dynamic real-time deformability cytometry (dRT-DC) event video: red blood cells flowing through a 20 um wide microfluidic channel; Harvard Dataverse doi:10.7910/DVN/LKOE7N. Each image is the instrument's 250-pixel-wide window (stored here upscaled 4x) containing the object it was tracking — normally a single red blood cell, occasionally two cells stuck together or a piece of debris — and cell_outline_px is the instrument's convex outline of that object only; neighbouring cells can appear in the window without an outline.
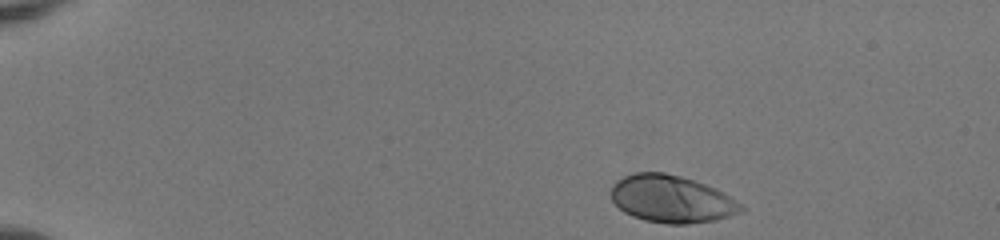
{"species": "human", "species_latin": "Homo sapiens", "temperature_condition": "room temperature", "stored_images_in_passage": 45, "camera_frame_rate_fps": 3000, "um_per_image_px": 0.085, "donor": {"sex": "female"}, "frame": {"image": 1, "passage_image": 1, "time_ms": 0.0, "image_size_px": [1000, 240], "cell_outline_px": [[744, 212], [716, 220], [684, 224], [668, 224], [644, 220], [632, 216], [624, 212], [612, 200], [612, 184], [616, 180], [632, 172], [664, 172], [680, 176], [716, 188], [724, 192], [740, 204], [744, 208]], "centroid_in_image_um": [57.08, 16.91], "position_along_channel_um": 27.9, "area_um2": 35.89}}
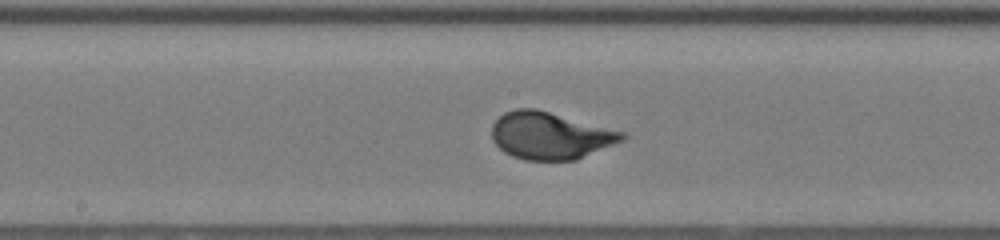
{"frame": {"image": 2, "passage_image": 22, "time_ms": 7.0, "image_size_px": [1000, 240], "cell_outline_px": [[628, 136], [624, 140], [576, 160], [524, 160], [512, 156], [504, 152], [492, 140], [492, 124], [504, 112], [516, 108], [536, 108], [624, 132]], "centroid_in_image_um": [46.75, 11.53], "position_along_channel_um": 201.4, "area_um2": 35.84}}
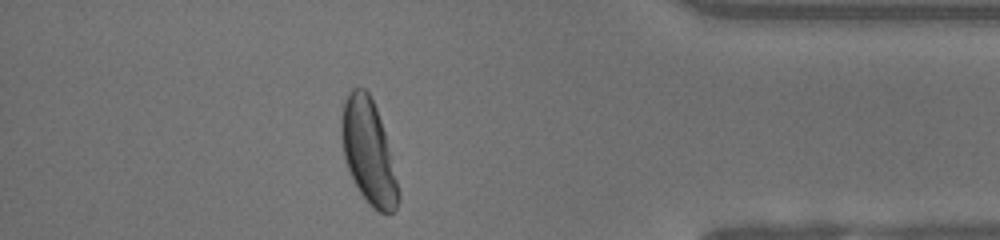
{"frame": {"image": 3, "passage_image": 39, "time_ms": 12.667, "image_size_px": [1000, 240], "cell_outline_px": [[400, 200], [396, 208], [392, 212], [380, 212], [372, 208], [368, 204], [352, 180], [344, 156], [340, 132], [340, 120], [344, 100], [348, 92], [352, 88], [364, 88], [368, 92], [376, 108], [384, 132], [400, 192]], "centroid_in_image_um": [31.29, 12.91], "position_along_channel_um": 403.9, "area_um2": 34.28}, "authors_computed_cell_mechanics": {"area_um2": 35.258, "velocity_mm_per_s": 3.9962, "shape_relaxation_time_tau1_ms": 2.3179, "shape_relaxation_time_tau2_ms": null, "deformation_change_tau1": 0.1698, "deformation_change_tau2": null}}